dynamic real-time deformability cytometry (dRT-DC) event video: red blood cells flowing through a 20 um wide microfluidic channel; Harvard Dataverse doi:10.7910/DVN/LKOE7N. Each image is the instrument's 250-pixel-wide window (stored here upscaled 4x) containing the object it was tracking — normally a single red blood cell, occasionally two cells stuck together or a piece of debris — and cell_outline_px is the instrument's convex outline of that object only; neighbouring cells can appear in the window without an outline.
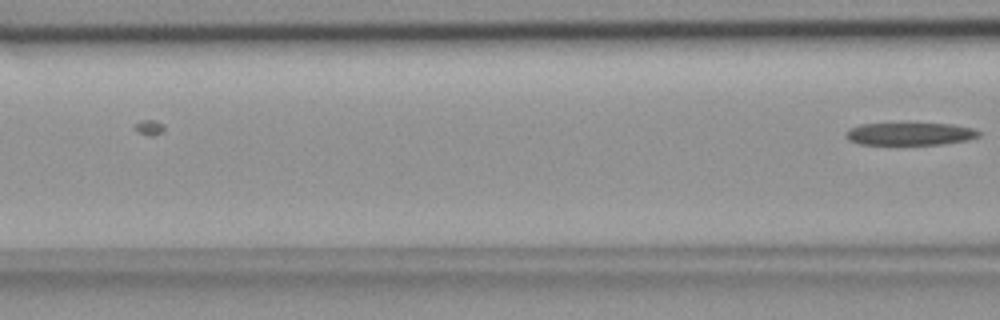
{"species": "common noctule bat (a hibernating species)", "species_latin": "Nyctalus noctula", "temperature_condition": "room temperature", "stored_images_in_passage": 6, "camera_frame_rate_fps": 3000, "um_per_image_px": 0.085, "animal": {"sex": "female", "body_mass_g": 18.4}, "frame": {"image": 1, "passage_image": 6, "time_ms": 1.667, "image_size_px": [1000, 320], "cell_outline_px": [[980, 136], [964, 140], [944, 144], [860, 144], [848, 140], [844, 136], [844, 132], [848, 128], [860, 124], [952, 124], [972, 128], [980, 132]], "centroid_in_image_um": [77.28, 11.38], "position_along_channel_um": 89.3, "area_um2": 17.34}}